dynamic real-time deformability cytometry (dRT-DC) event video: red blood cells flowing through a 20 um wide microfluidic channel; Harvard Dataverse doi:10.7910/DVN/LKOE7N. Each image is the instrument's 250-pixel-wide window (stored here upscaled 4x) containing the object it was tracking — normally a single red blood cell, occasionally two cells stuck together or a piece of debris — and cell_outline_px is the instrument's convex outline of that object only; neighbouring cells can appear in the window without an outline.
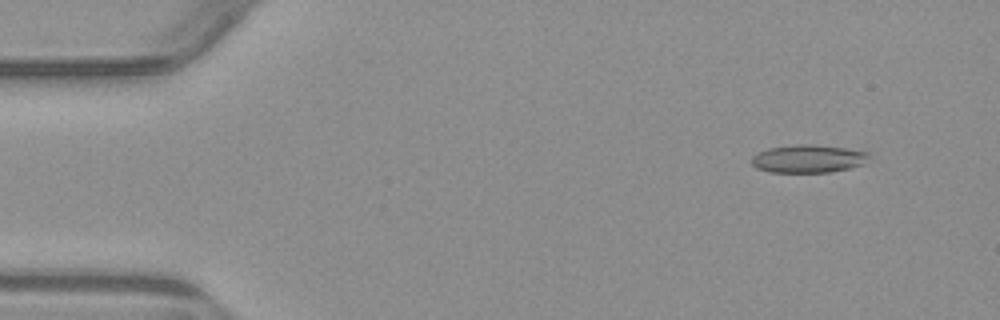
{"species": "common noctule bat (a hibernating species)", "species_latin": "Nyctalus noctula", "temperature_condition": "warm", "stored_images_in_passage": 5, "camera_frame_rate_fps": 3000, "um_per_image_px": 0.085, "animal": {"sex": "male", "body_mass_g": 23.1, "forearm_length_mm": 52.7}, "frame": {"image": 1, "passage_image": 2, "time_ms": 1.0, "image_size_px": [1000, 320], "cell_outline_px": [[868, 156], [864, 164], [832, 172], [768, 172], [756, 168], [752, 164], [752, 156], [768, 148], [796, 144], [816, 144], [844, 148], [868, 152]], "centroid_in_image_um": [68.67, 13.49], "position_along_channel_um": 16.3, "area_um2": 19.07}}
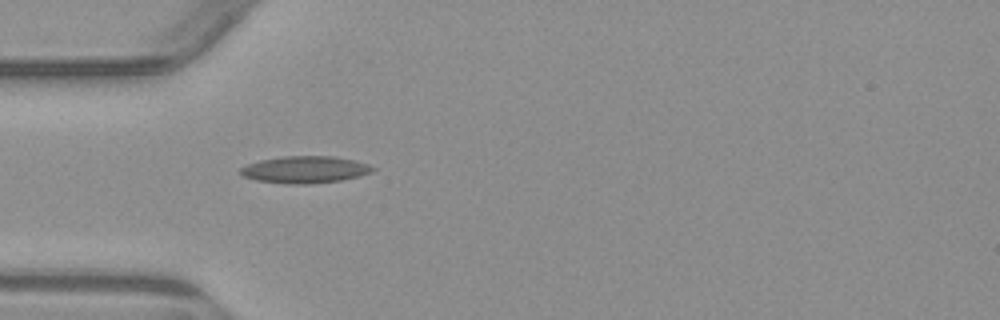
{"frame": {"image": 2, "passage_image": 5, "time_ms": 4.667, "image_size_px": [1000, 320], "cell_outline_px": [[376, 168], [372, 172], [360, 176], [340, 180], [312, 184], [288, 184], [256, 180], [244, 176], [240, 172], [240, 168], [248, 164], [260, 160], [284, 156], [332, 156], [356, 160], [368, 164]], "centroid_in_image_um": [25.95, 14.41], "position_along_channel_um": 59.0, "area_um2": 20.81}}